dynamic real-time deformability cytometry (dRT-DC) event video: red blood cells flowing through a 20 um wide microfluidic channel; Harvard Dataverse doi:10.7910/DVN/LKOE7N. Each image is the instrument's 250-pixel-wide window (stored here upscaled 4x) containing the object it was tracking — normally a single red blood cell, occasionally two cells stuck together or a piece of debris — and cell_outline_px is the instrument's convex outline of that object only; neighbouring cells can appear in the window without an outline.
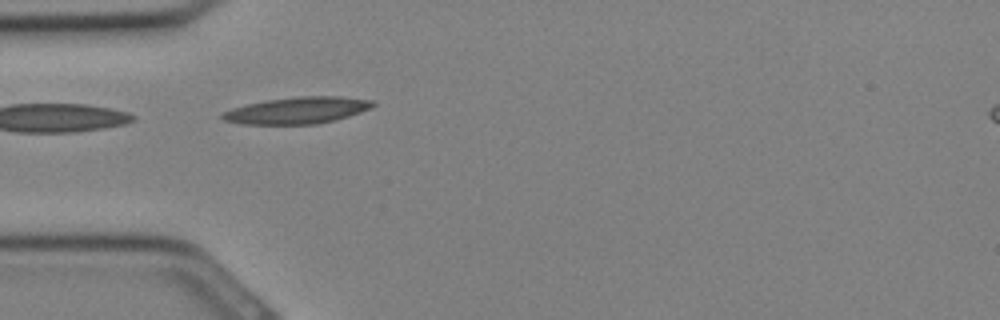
{"species": "Egyptian fruit bat (a non-hibernating species)", "species_latin": "Rousettus aegyptiacus", "temperature_condition": "cold", "stored_images_in_passage": 8, "camera_frame_rate_fps": 3000, "um_per_image_px": 0.085, "animal": {"sex": "female"}, "frame": {"image": 1, "passage_image": 6, "time_ms": 1.667, "image_size_px": [1000, 320], "cell_outline_px": [[376, 104], [360, 112], [348, 116], [316, 124], [240, 124], [224, 120], [220, 116], [220, 112], [232, 108], [248, 104], [268, 100], [300, 96], [340, 96], [376, 100]], "centroid_in_image_um": [25.25, 9.37], "position_along_channel_um": 59.7, "area_um2": 23.29}}
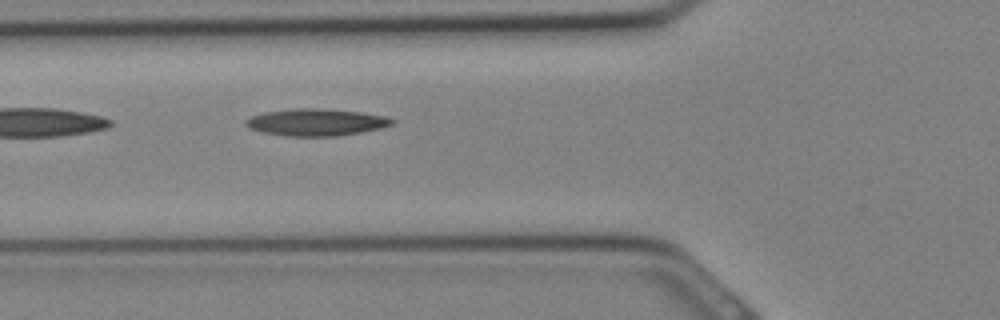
{"frame": {"image": 2, "passage_image": 8, "time_ms": 2.333, "image_size_px": [1000, 320], "cell_outline_px": [[396, 120], [392, 124], [380, 128], [360, 132], [336, 136], [284, 136], [260, 132], [248, 128], [244, 124], [244, 120], [252, 116], [264, 112], [292, 108], [324, 108], [360, 112], [384, 116]], "centroid_in_image_um": [26.81, 10.39], "position_along_channel_um": 99.0, "area_um2": 23.18}}